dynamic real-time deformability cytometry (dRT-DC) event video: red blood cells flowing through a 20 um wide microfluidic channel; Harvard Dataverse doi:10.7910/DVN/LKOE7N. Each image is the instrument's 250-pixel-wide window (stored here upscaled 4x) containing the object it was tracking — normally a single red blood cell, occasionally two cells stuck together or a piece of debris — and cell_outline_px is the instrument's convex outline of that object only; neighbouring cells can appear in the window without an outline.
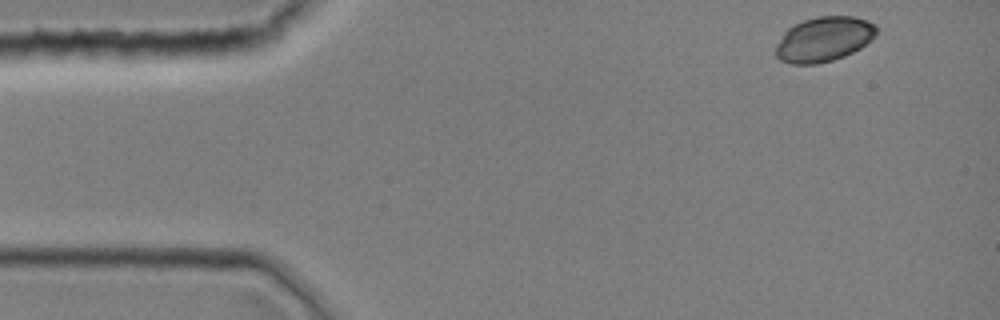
{"species": "common noctule bat (a hibernating species)", "species_latin": "Nyctalus noctula", "temperature_condition": "room temperature", "stored_images_in_passage": 40, "camera_frame_rate_fps": 3000, "um_per_image_px": 0.085, "animal": {"sex": "female", "body_mass_g": 19.0, "forearm_length_mm": 51.5}, "frame": {"image": 1, "passage_image": 1, "time_ms": 0.0, "image_size_px": [1000, 320], "cell_outline_px": [[876, 32], [872, 40], [860, 48], [844, 56], [832, 60], [816, 64], [792, 64], [780, 60], [776, 56], [776, 44], [784, 32], [788, 28], [804, 20], [820, 16], [852, 16], [868, 20], [876, 24]], "centroid_in_image_um": [70.04, 3.33], "position_along_channel_um": 15.0, "area_um2": 26.24}}
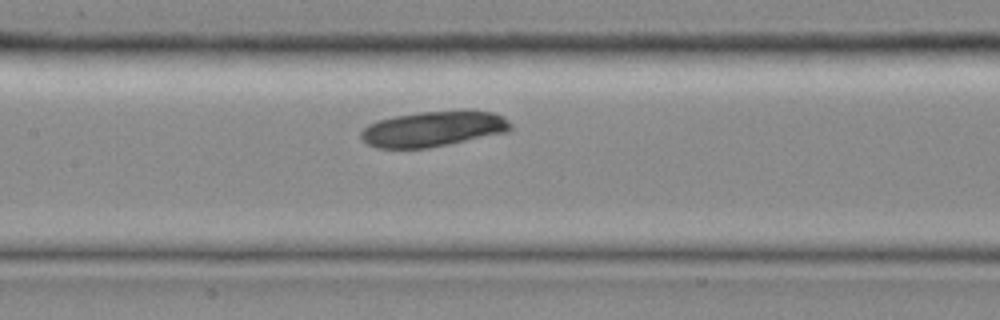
{"frame": {"image": 2, "passage_image": 18, "time_ms": 5.667, "image_size_px": [1000, 320], "cell_outline_px": [[512, 128], [508, 132], [428, 148], [376, 148], [368, 144], [360, 136], [360, 132], [368, 124], [392, 116], [416, 112], [468, 108], [472, 108], [496, 112], [504, 116], [512, 124]], "centroid_in_image_um": [36.9, 10.91], "position_along_channel_um": 170.5, "area_um2": 31.79}}
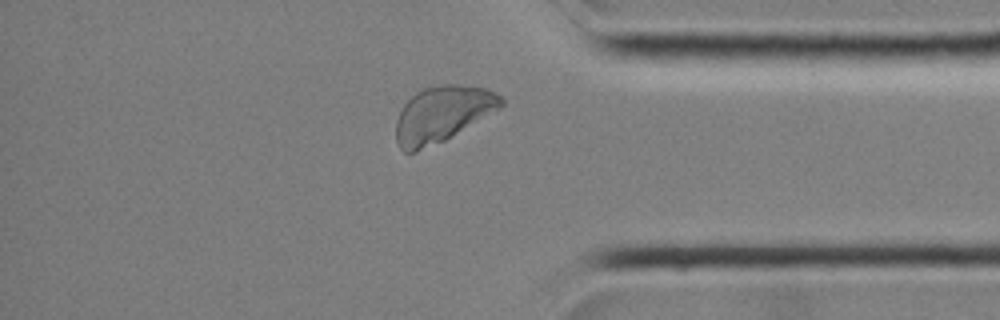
{"frame": {"image": 3, "passage_image": 34, "time_ms": 11.0, "image_size_px": [1000, 320], "cell_outline_px": [[504, 104], [500, 108], [444, 140], [416, 152], [404, 152], [400, 148], [396, 140], [396, 120], [404, 104], [416, 92], [424, 88], [444, 84], [456, 84], [484, 88], [496, 92], [504, 100]], "centroid_in_image_um": [37.59, 9.69], "position_along_channel_um": 397.6, "area_um2": 33.81}}